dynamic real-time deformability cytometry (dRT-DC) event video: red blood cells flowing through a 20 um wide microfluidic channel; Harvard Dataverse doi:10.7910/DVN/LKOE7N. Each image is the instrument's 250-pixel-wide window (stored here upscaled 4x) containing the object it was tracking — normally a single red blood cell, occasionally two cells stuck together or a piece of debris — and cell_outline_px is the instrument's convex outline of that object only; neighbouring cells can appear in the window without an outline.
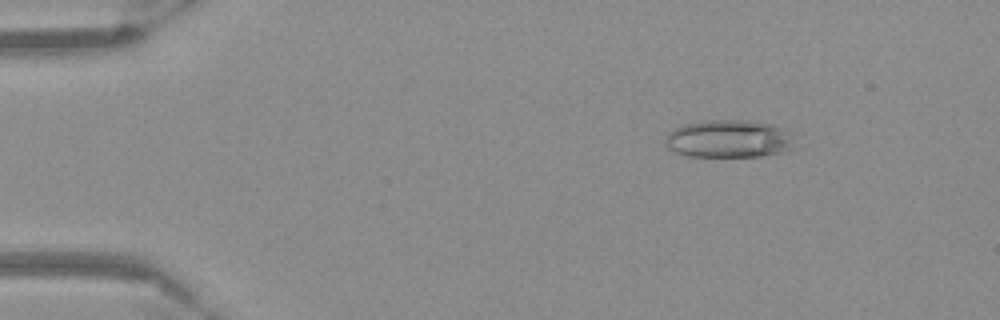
{"species": "Egyptian fruit bat (a non-hibernating species)", "species_latin": "Rousettus aegyptiacus", "temperature_condition": "warm", "stored_images_in_passage": 54, "camera_frame_rate_fps": 3000, "um_per_image_px": 0.085, "frame": {"image": 1, "passage_image": 8, "time_ms": 2.333, "image_size_px": [1000, 320], "cell_outline_px": [[788, 148], [780, 152], [764, 156], [688, 156], [676, 152], [668, 148], [664, 144], [664, 140], [676, 128], [684, 124], [700, 120], [744, 120], [772, 124], [788, 132]], "centroid_in_image_um": [61.83, 11.79], "position_along_channel_um": 23.2, "area_um2": 27.74}}
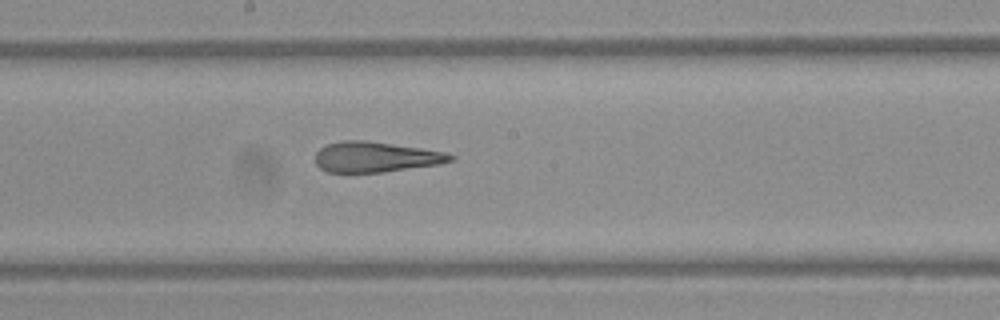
{"frame": {"image": 2, "passage_image": 30, "time_ms": 9.667, "image_size_px": [1000, 320], "cell_outline_px": [[456, 160], [440, 164], [384, 172], [328, 172], [320, 168], [316, 164], [316, 152], [320, 148], [328, 144], [344, 140], [364, 140], [448, 152], [456, 156]], "centroid_in_image_um": [31.98, 13.34], "position_along_channel_um": 216.2, "area_um2": 23.99}}
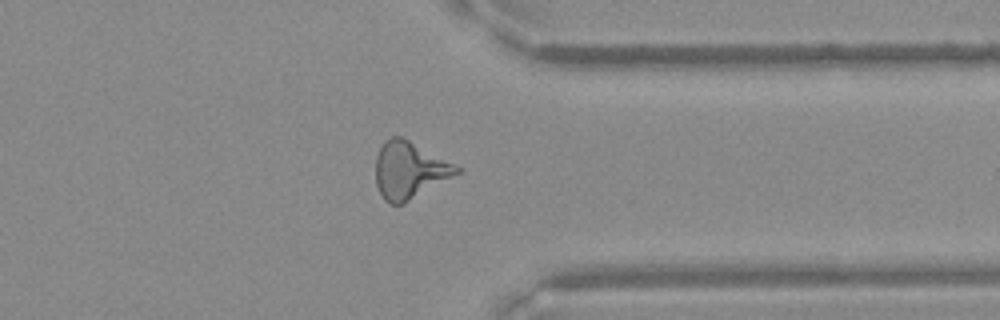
{"frame": {"image": 3, "passage_image": 43, "time_ms": 14.0, "image_size_px": [1000, 320], "cell_outline_px": [[464, 172], [404, 204], [392, 204], [384, 200], [376, 184], [376, 156], [384, 140], [392, 136], [400, 136], [464, 168]], "centroid_in_image_um": [34.86, 14.48], "position_along_channel_um": 376.5, "area_um2": 27.28}}